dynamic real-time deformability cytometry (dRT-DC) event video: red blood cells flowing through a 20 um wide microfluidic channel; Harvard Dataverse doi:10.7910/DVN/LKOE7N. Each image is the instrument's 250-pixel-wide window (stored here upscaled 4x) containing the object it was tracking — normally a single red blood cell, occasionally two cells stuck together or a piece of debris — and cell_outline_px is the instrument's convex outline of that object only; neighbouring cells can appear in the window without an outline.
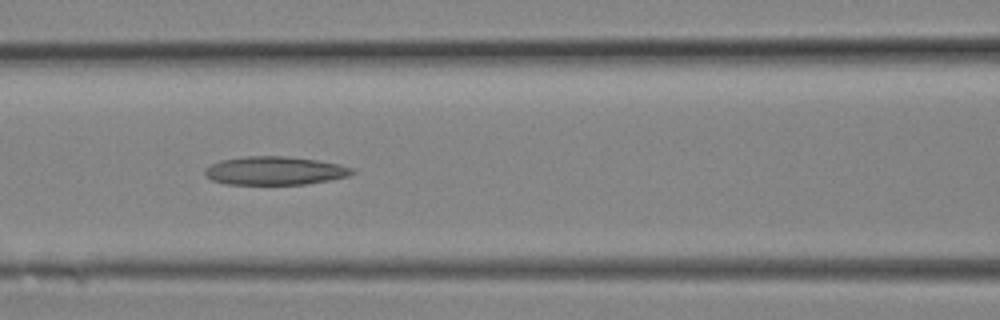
{"species": "Egyptian fruit bat (a non-hibernating species)", "species_latin": "Rousettus aegyptiacus", "temperature_condition": "room temperature", "stored_images_in_passage": 9, "camera_frame_rate_fps": 3000, "um_per_image_px": 0.085, "animal": {"sex": "female"}, "frame": {"image": 1, "passage_image": 8, "time_ms": 2.333, "image_size_px": [1000, 320], "cell_outline_px": [[356, 172], [348, 176], [332, 180], [304, 184], [228, 184], [212, 180], [204, 176], [204, 168], [220, 160], [248, 156], [284, 156], [316, 160], [356, 168]], "centroid_in_image_um": [23.36, 14.51], "position_along_channel_um": 143.2, "area_um2": 24.39}}
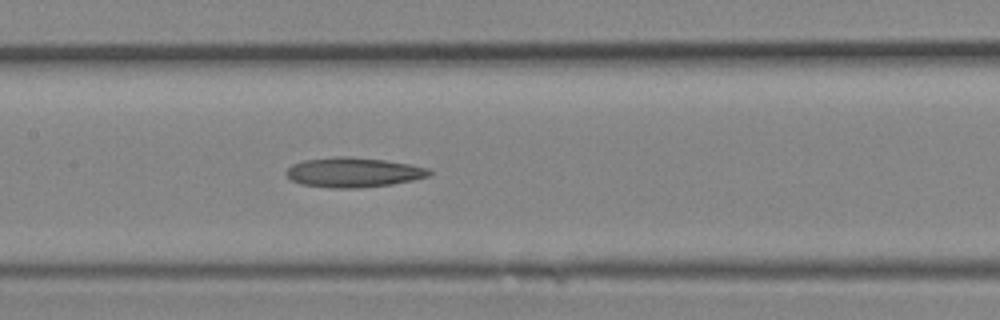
{"frame": {"image": 2, "passage_image": 9, "time_ms": 2.667, "image_size_px": [1000, 320], "cell_outline_px": [[432, 172], [428, 176], [412, 180], [392, 184], [356, 188], [332, 188], [300, 184], [292, 180], [284, 172], [292, 164], [304, 160], [336, 156], [348, 156], [384, 160], [412, 164], [428, 168]], "centroid_in_image_um": [30.02, 14.64], "position_along_channel_um": 177.4, "area_um2": 24.8}}